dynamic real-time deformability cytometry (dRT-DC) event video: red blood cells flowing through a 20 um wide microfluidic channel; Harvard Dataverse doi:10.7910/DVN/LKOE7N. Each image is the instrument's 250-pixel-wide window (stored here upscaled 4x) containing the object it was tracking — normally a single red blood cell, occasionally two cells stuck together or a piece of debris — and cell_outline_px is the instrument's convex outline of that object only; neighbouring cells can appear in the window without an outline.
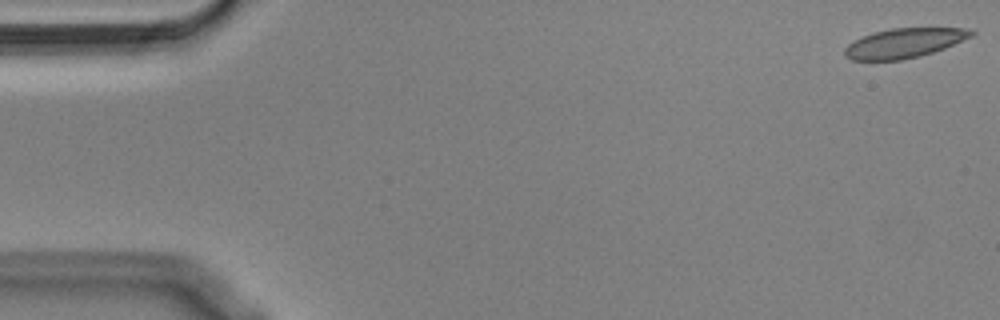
{"species": "Egyptian fruit bat (a non-hibernating species)", "species_latin": "Rousettus aegyptiacus", "temperature_condition": "cold", "stored_images_in_passage": 55, "camera_frame_rate_fps": 3000, "um_per_image_px": 0.085, "animal": {"sex": "male"}, "frame": {"image": 1, "passage_image": 1, "time_ms": 0.0, "image_size_px": [1000, 320], "cell_outline_px": [[976, 32], [972, 36], [944, 48], [920, 56], [900, 60], [852, 60], [844, 56], [844, 48], [852, 40], [872, 32], [892, 28], [968, 28]], "centroid_in_image_um": [76.81, 3.65], "position_along_channel_um": 8.2, "area_um2": 21.85}}
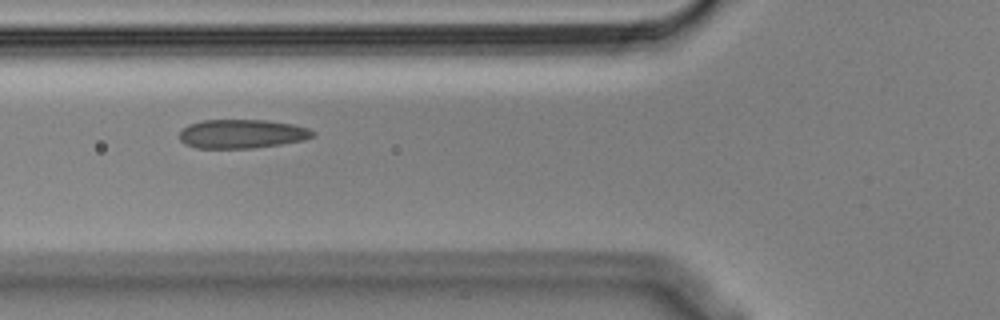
{"frame": {"image": 2, "passage_image": 20, "time_ms": 6.333, "image_size_px": [1000, 320], "cell_outline_px": [[316, 136], [304, 140], [280, 144], [252, 148], [196, 148], [180, 140], [180, 132], [188, 124], [204, 120], [264, 120], [292, 124], [308, 128], [316, 132]], "centroid_in_image_um": [20.6, 11.37], "position_along_channel_um": 105.2, "area_um2": 22.37}}
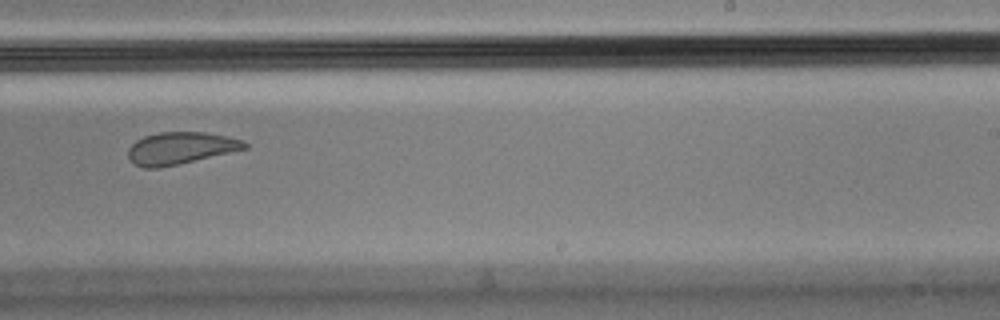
{"frame": {"image": 3, "passage_image": 34, "time_ms": 11.0, "image_size_px": [1000, 320], "cell_outline_px": [[248, 148], [160, 168], [144, 168], [128, 160], [128, 148], [136, 140], [144, 136], [160, 132], [204, 132], [224, 136], [240, 140], [248, 144]], "centroid_in_image_um": [15.28, 12.59], "position_along_channel_um": 273.7, "area_um2": 21.56}, "authors_computed_cell_mechanics": {"area_um2": 23.2356, "velocity_mm_per_s": 3.6067, "shape_relaxation_time_tau1_ms": null, "shape_relaxation_time_tau2_ms": 1.2704, "deformation_change_tau1": null, "deformation_change_tau2": 0.06}}